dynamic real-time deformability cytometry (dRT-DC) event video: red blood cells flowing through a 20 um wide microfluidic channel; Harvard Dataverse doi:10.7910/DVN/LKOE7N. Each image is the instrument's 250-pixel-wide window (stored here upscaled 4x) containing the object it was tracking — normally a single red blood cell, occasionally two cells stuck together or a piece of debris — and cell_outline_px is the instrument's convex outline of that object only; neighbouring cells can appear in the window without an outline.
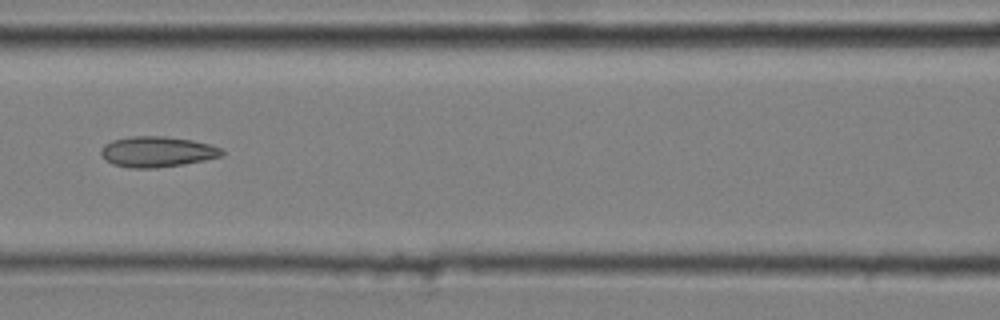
{"species": "common noctule bat (a hibernating species)", "species_latin": "Nyctalus noctula", "temperature_condition": "cold", "stored_images_in_passage": 12, "camera_frame_rate_fps": 3000, "um_per_image_px": 0.085, "animal": {"sex": "male", "body_mass_g": 20.4}, "frame": {"image": 1, "passage_image": 6, "time_ms": 1.667, "image_size_px": [1000, 320], "cell_outline_px": [[224, 152], [220, 156], [204, 160], [184, 164], [156, 168], [128, 168], [112, 164], [100, 152], [104, 144], [112, 140], [132, 136], [164, 136], [192, 140], [212, 144], [224, 148]], "centroid_in_image_um": [13.39, 12.89], "position_along_channel_um": 153.2, "area_um2": 21.62}}
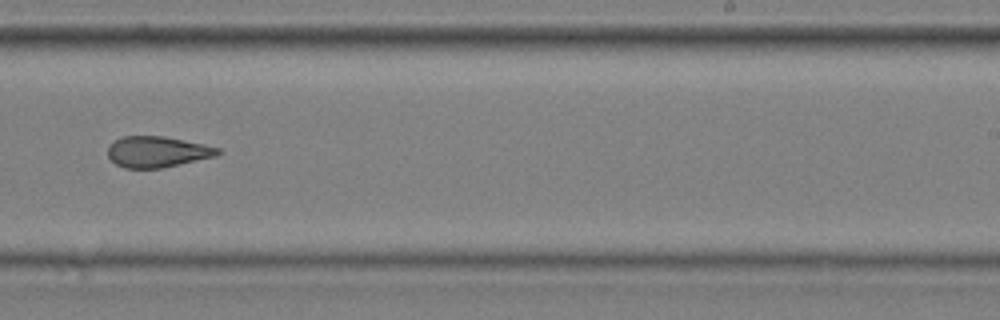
{"frame": {"image": 2, "passage_image": 9, "time_ms": 2.667, "image_size_px": [1000, 320], "cell_outline_px": [[224, 152], [216, 156], [164, 168], [124, 168], [116, 164], [108, 156], [108, 148], [116, 140], [124, 136], [164, 136], [204, 144], [220, 148]], "centroid_in_image_um": [13.42, 12.91], "position_along_channel_um": 275.6, "area_um2": 19.88}}
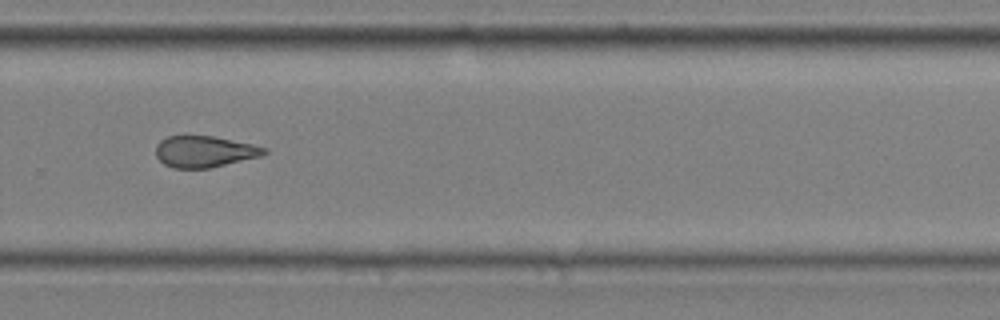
{"frame": {"image": 3, "passage_image": 10, "time_ms": 3.0, "image_size_px": [1000, 320], "cell_outline_px": [[268, 152], [260, 156], [208, 168], [172, 168], [164, 164], [156, 156], [156, 144], [160, 140], [168, 136], [212, 136], [252, 144], [268, 148]], "centroid_in_image_um": [17.36, 12.88], "position_along_channel_um": 312.4, "area_um2": 19.65}}